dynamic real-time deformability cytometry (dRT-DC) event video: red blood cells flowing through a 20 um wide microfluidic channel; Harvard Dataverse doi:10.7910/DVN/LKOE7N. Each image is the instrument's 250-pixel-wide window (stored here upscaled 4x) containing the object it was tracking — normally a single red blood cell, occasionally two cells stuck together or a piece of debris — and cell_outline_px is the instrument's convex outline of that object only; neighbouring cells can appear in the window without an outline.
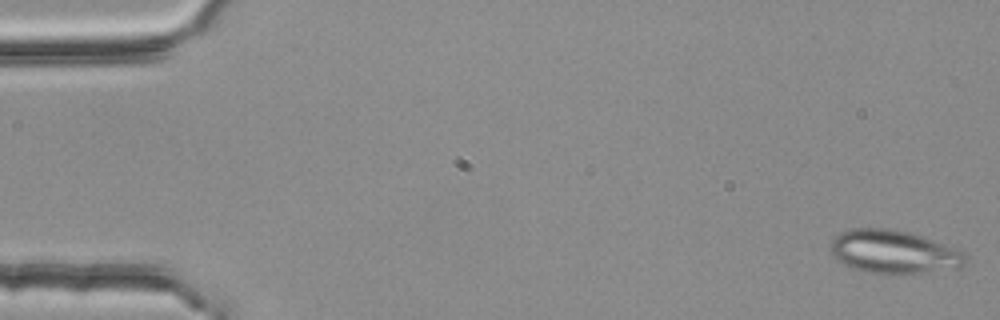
{"species": "common noctule bat (a hibernating species)", "species_latin": "Nyctalus noctula", "temperature_condition": "room temperature", "stored_images_in_passage": 52, "segment_of_instrument_passage": [1, 2], "camera_frame_rate_fps": 3000, "um_per_image_px": 0.085, "animal": {"sex": "female", "body_mass_g": 25.1}, "frame": {"image": 1, "passage_image": 1, "time_ms": 0.0, "image_size_px": [1000, 320], "cell_outline_px": [[968, 256], [964, 264], [960, 268], [920, 272], [868, 272], [844, 264], [836, 260], [832, 256], [828, 244], [840, 232], [852, 228], [888, 228], [908, 232], [960, 248]], "centroid_in_image_um": [75.97, 21.37], "position_along_channel_um": 9.0, "area_um2": 33.87}}